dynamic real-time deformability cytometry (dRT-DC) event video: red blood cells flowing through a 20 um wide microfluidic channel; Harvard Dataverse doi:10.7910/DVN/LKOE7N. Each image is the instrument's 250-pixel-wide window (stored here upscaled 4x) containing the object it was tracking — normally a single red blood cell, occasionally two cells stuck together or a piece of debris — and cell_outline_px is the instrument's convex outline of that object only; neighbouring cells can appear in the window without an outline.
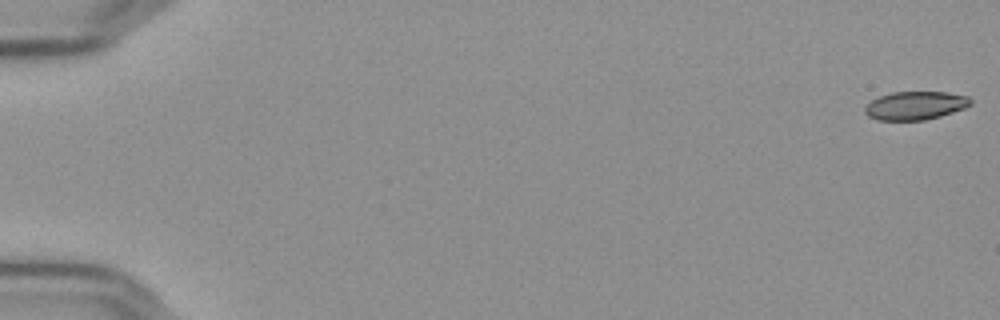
{"species": "Egyptian fruit bat (a non-hibernating species)", "species_latin": "Rousettus aegyptiacus", "temperature_condition": "cold", "stored_images_in_passage": 57, "camera_frame_rate_fps": 3000, "um_per_image_px": 0.085, "frame": {"image": 1, "passage_image": 1, "time_ms": 0.0, "image_size_px": [1000, 320], "cell_outline_px": [[972, 104], [964, 108], [940, 116], [924, 120], [876, 120], [868, 116], [864, 112], [864, 108], [872, 100], [880, 96], [892, 92], [948, 92], [968, 96], [972, 100]], "centroid_in_image_um": [77.81, 8.97], "position_along_channel_um": 7.2, "area_um2": 17.46}}
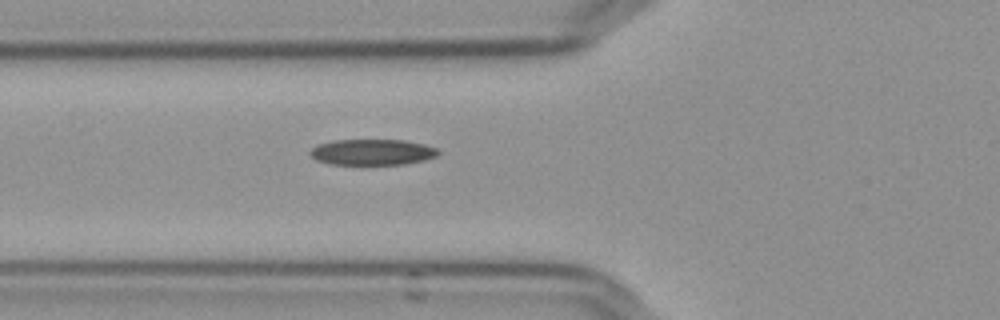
{"frame": {"image": 2, "passage_image": 22, "time_ms": 7.0, "image_size_px": [1000, 320], "cell_outline_px": [[440, 152], [436, 156], [424, 160], [404, 164], [328, 164], [316, 160], [308, 152], [316, 144], [332, 140], [404, 140], [424, 144], [436, 148]], "centroid_in_image_um": [31.61, 12.92], "position_along_channel_um": 94.2, "area_um2": 19.36}}
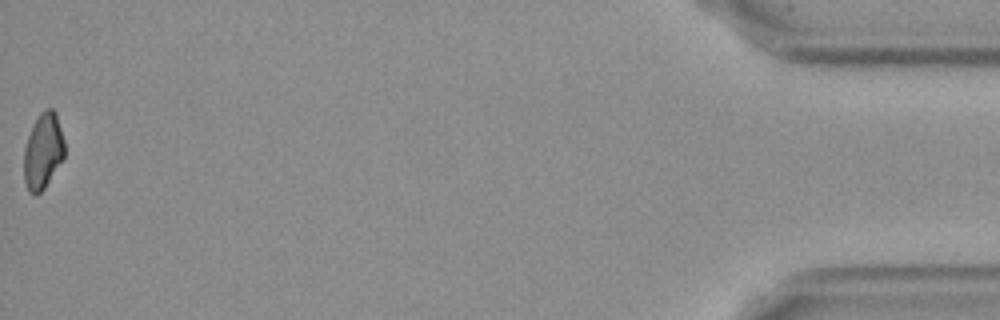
{"frame": {"image": 3, "passage_image": 57, "time_ms": 18.667, "image_size_px": [1000, 320], "cell_outline_px": [[64, 156], [44, 188], [36, 196], [28, 192], [24, 180], [24, 148], [28, 136], [40, 112], [44, 108], [52, 108], [56, 112], [64, 140]], "centroid_in_image_um": [3.65, 12.84], "position_along_channel_um": 431.6, "area_um2": 17.8}, "authors_computed_cell_mechanics": {"area_um2": 19.1318, "velocity_mm_per_s": 3.6523, "shape_relaxation_time_tau1_ms": 6.1756, "shape_relaxation_time_tau2_ms": 10.0484, "deformation_change_tau1": 0.1548, "deformation_change_tau2": 0.1775}}